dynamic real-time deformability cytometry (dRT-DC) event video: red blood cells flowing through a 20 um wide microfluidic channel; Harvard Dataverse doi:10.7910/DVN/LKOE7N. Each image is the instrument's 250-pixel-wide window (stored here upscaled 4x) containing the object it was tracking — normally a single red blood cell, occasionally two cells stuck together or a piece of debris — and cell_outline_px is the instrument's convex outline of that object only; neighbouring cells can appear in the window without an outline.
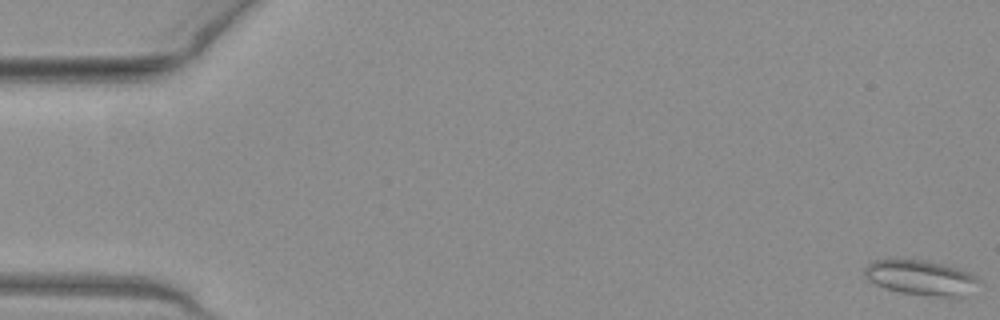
{"species": "common noctule bat (a hibernating species)", "species_latin": "Nyctalus noctula", "temperature_condition": "warm", "stored_images_in_passage": 9, "camera_frame_rate_fps": 3000, "um_per_image_px": 0.085, "animal": {"sex": "female", "body_mass_g": 19.3, "forearm_length_mm": 54.1}, "frame": {"image": 1, "passage_image": 1, "time_ms": 0.0, "image_size_px": [1000, 320], "cell_outline_px": [[980, 280], [960, 300], [948, 300], [900, 292], [876, 284], [868, 280], [864, 276], [864, 268], [872, 260], [920, 260], [940, 264], [956, 268], [968, 272], [976, 276]], "centroid_in_image_um": [78.3, 23.66], "position_along_channel_um": 6.7, "area_um2": 23.52}}